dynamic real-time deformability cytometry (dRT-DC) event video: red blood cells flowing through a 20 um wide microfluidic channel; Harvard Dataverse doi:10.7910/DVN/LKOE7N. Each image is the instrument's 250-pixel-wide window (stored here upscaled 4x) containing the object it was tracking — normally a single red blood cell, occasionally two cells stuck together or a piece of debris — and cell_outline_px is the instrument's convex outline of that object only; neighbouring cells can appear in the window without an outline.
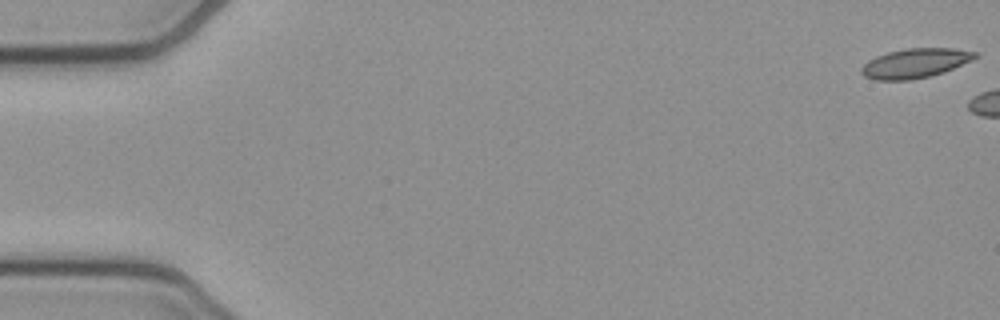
{"species": "common noctule bat (a hibernating species)", "species_latin": "Nyctalus noctula", "temperature_condition": "cold", "stored_images_in_passage": 5, "camera_frame_rate_fps": 3000, "um_per_image_px": 0.085, "animal": {"sex": "female", "body_mass_g": 21.9}, "frame": {"image": 1, "passage_image": 1, "time_ms": 0.0, "image_size_px": [1000, 320], "cell_outline_px": [[976, 56], [944, 72], [912, 80], [876, 80], [864, 76], [860, 72], [860, 68], [868, 60], [876, 56], [888, 52], [908, 48], [952, 48], [976, 52]], "centroid_in_image_um": [77.7, 5.38], "position_along_channel_um": 7.3, "area_um2": 19.19}}